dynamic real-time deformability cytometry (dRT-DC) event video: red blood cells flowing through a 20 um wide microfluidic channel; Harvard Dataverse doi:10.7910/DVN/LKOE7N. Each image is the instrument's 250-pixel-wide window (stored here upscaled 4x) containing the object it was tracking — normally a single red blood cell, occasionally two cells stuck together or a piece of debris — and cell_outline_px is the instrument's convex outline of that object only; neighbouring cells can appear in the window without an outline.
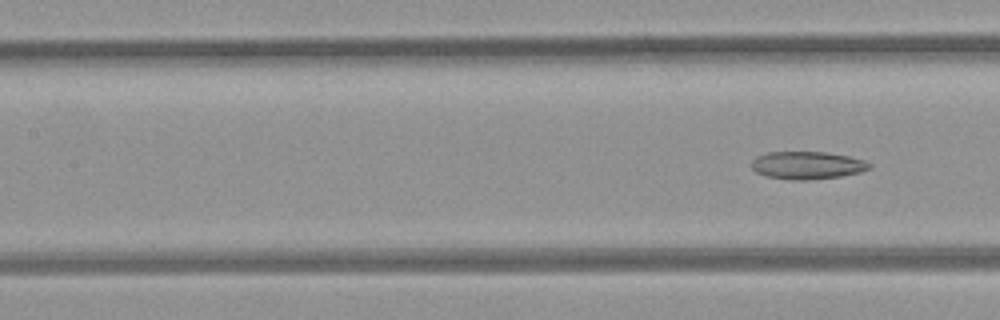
{"species": "common noctule bat (a hibernating species)", "species_latin": "Nyctalus noctula", "temperature_condition": "room temperature", "stored_images_in_passage": 9, "segment_of_instrument_passage": [2, 2], "camera_frame_rate_fps": 3000, "um_per_image_px": 0.085, "animal": {"sex": "female", "body_mass_g": 21.9}, "frame": {"image": 1, "passage_image": 9, "time_ms": 2.667, "image_size_px": [1000, 320], "cell_outline_px": [[872, 168], [860, 172], [840, 176], [808, 180], [792, 180], [764, 176], [756, 172], [752, 168], [752, 160], [756, 156], [768, 152], [824, 152], [848, 156], [864, 160], [872, 164]], "centroid_in_image_um": [68.61, 14.05], "position_along_channel_um": 138.8, "area_um2": 19.07}}